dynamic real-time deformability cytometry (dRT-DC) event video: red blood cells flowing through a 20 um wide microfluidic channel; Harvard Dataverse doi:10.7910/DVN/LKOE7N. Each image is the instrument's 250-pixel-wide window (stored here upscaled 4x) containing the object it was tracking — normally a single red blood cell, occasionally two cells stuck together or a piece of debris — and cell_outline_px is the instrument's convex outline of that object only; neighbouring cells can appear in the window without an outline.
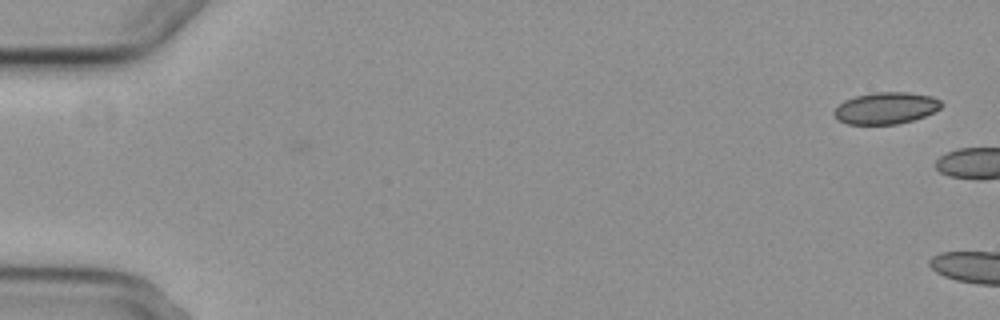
{"species": "common noctule bat (a hibernating species)", "species_latin": "Nyctalus noctula", "temperature_condition": "cold", "stored_images_in_passage": 2, "camera_frame_rate_fps": 3000, "um_per_image_px": 0.085, "animal": {"sex": "female", "body_mass_g": 29.2, "forearm_length_mm": 56.3}, "frame": {"image": 1, "passage_image": 2, "time_ms": 1.333, "image_size_px": [1000, 320], "cell_outline_px": [[944, 104], [940, 108], [924, 116], [912, 120], [896, 124], [848, 124], [840, 120], [832, 112], [844, 100], [856, 96], [872, 92], [908, 92], [932, 96], [940, 100]], "centroid_in_image_um": [75.32, 9.18], "position_along_channel_um": 9.7, "area_um2": 19.71}}